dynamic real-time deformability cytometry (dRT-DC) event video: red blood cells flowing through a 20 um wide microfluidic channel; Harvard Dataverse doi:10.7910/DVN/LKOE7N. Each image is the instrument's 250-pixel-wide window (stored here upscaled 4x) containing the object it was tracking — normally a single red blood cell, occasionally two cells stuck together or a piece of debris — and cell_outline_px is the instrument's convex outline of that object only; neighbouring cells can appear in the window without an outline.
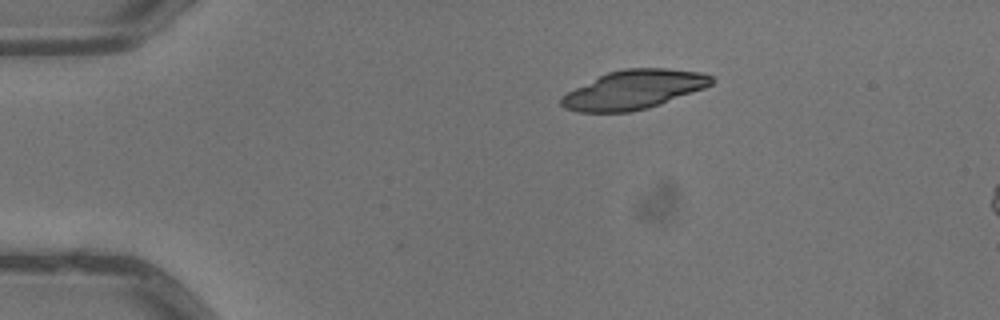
{"species": "common noctule bat (a hibernating species)", "species_latin": "Nyctalus noctula", "temperature_condition": "warm", "stored_images_in_passage": 3, "camera_frame_rate_fps": 3000, "um_per_image_px": 0.085, "animal": {"sex": "male", "body_mass_g": 13.3}, "frame": {"image": 1, "passage_image": 1, "time_ms": 0.0, "image_size_px": [1000, 320], "cell_outline_px": [[716, 80], [712, 84], [704, 88], [660, 104], [648, 108], [632, 112], [576, 112], [564, 108], [560, 104], [560, 96], [608, 72], [624, 68], [668, 68], [700, 72], [712, 76]], "centroid_in_image_um": [53.88, 7.62], "position_along_channel_um": 31.1, "area_um2": 33.99}}